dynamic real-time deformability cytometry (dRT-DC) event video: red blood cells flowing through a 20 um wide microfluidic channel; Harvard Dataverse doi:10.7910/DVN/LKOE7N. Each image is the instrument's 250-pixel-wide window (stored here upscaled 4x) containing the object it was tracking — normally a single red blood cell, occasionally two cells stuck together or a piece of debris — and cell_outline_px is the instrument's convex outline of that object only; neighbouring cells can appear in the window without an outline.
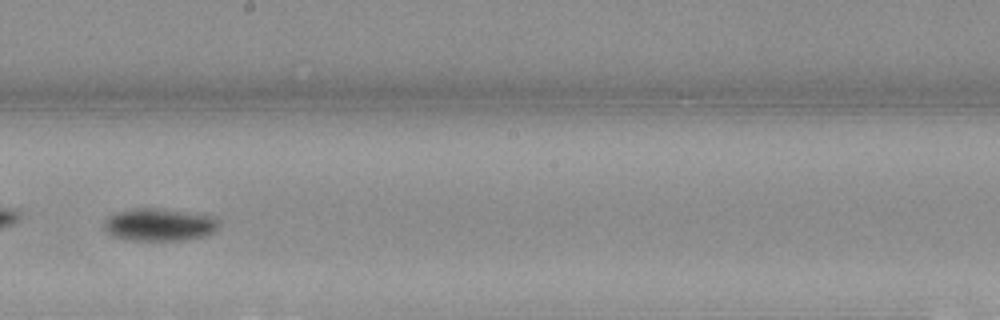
{"species": "Egyptian fruit bat (a non-hibernating species)", "species_latin": "Rousettus aegyptiacus", "temperature_condition": "warm", "stored_images_in_passage": 52, "camera_frame_rate_fps": 3000, "um_per_image_px": 0.085, "animal": {"sex": "female"}, "frame": {"image": 1, "passage_image": 30, "time_ms": 9.667, "image_size_px": [1000, 320], "cell_outline_px": [[220, 224], [212, 232], [204, 236], [184, 240], [132, 240], [112, 236], [104, 228], [104, 220], [108, 216], [116, 212], [132, 208], [164, 208], [216, 216]], "centroid_in_image_um": [13.55, 19.08], "position_along_channel_um": 234.7, "area_um2": 22.02}}
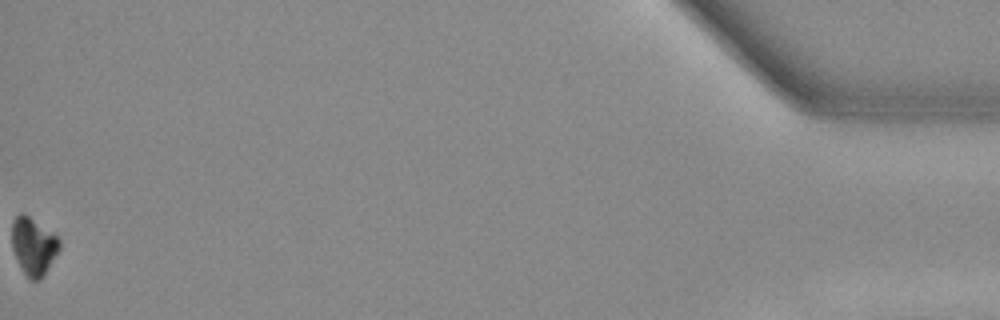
{"frame": {"image": 2, "passage_image": 52, "time_ms": 17.0, "image_size_px": [1000, 320], "cell_outline_px": [[60, 248], [40, 280], [32, 280], [24, 272], [12, 248], [12, 220], [20, 212], [28, 216], [56, 236], [60, 240]], "centroid_in_image_um": [2.83, 20.91], "position_along_channel_um": 432.4, "area_um2": 15.37}, "authors_computed_cell_mechanics": {"area_um2": 18.6694, "velocity_mm_per_s": 3.9883, "shape_relaxation_time_tau1_ms": 2.0263, "shape_relaxation_time_tau2_ms": null, "deformation_change_tau1": 0.1299, "deformation_change_tau2": null}}